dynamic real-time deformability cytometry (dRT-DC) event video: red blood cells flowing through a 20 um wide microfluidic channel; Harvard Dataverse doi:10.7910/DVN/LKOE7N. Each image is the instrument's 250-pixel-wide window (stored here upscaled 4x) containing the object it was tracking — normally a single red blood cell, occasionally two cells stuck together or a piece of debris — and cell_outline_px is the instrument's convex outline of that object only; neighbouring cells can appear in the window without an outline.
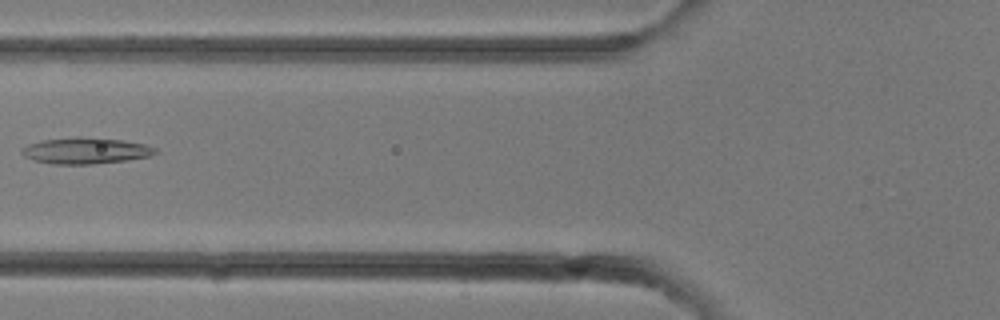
{"species": "common noctule bat (a hibernating species)", "species_latin": "Nyctalus noctula", "temperature_condition": "room temperature", "stored_images_in_passage": 20, "camera_frame_rate_fps": 3000, "um_per_image_px": 0.085, "animal": {"sex": "female"}, "frame": {"image": 1, "passage_image": 12, "time_ms": 3.667, "image_size_px": [1000, 320], "cell_outline_px": [[160, 152], [152, 156], [128, 160], [92, 164], [52, 164], [36, 160], [24, 156], [20, 152], [20, 148], [28, 144], [40, 140], [76, 136], [80, 136], [124, 140], [144, 144], [156, 148]], "centroid_in_image_um": [7.3, 12.8], "position_along_channel_um": 118.5, "area_um2": 20.75}}
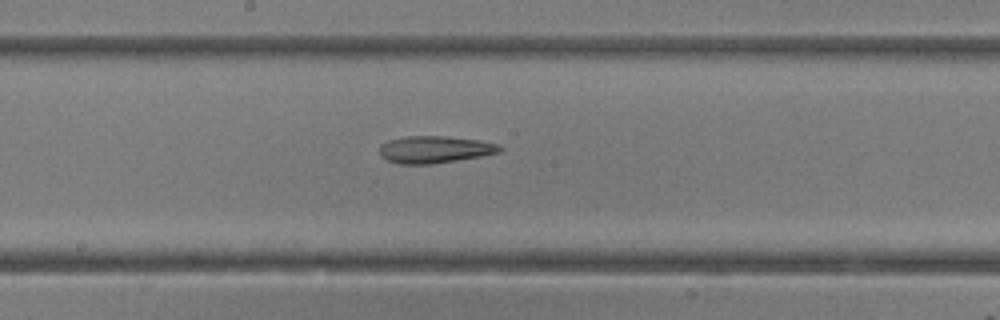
{"frame": {"image": 2, "passage_image": 16, "time_ms": 5.0, "image_size_px": [1000, 320], "cell_outline_px": [[504, 148], [500, 152], [480, 156], [432, 164], [400, 164], [388, 160], [380, 156], [380, 144], [388, 140], [404, 136], [444, 136], [480, 140], [500, 144]], "centroid_in_image_um": [36.95, 12.7], "position_along_channel_um": 211.2, "area_um2": 19.07}}
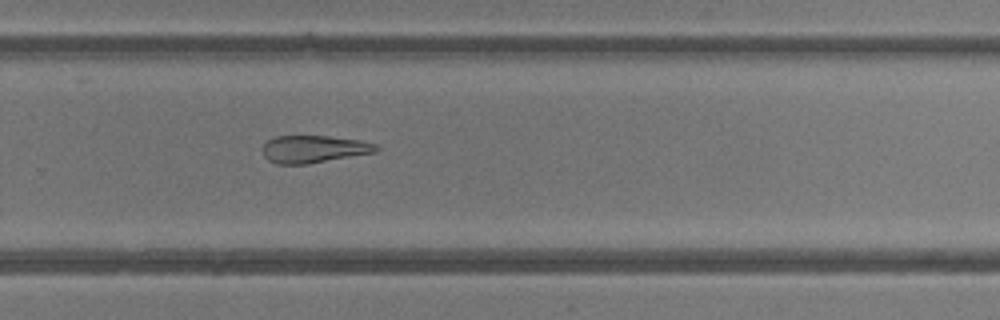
{"frame": {"image": 3, "passage_image": 20, "time_ms": 6.333, "image_size_px": [1000, 320], "cell_outline_px": [[380, 148], [376, 152], [308, 164], [276, 164], [268, 160], [264, 156], [264, 144], [268, 140], [276, 136], [328, 136], [360, 140], [376, 144]], "centroid_in_image_um": [26.69, 12.67], "position_along_channel_um": 303.1, "area_um2": 18.09}}